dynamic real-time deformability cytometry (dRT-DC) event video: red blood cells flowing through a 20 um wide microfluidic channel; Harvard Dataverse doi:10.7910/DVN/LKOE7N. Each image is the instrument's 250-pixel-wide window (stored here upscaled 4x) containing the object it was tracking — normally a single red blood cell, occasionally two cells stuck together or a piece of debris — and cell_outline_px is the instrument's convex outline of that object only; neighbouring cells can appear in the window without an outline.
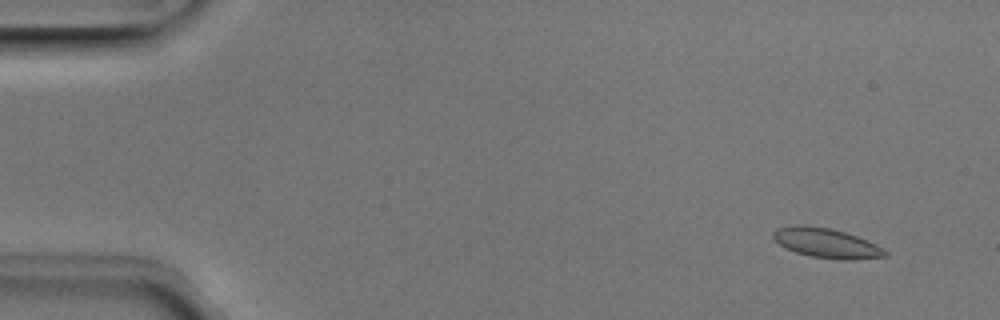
{"species": "Egyptian fruit bat (a non-hibernating species)", "species_latin": "Rousettus aegyptiacus", "temperature_condition": "room temperature", "stored_images_in_passage": 4, "camera_frame_rate_fps": 3000, "um_per_image_px": 0.085, "animal": {"sex": "male"}, "frame": {"image": 1, "passage_image": 1, "time_ms": 0.0, "image_size_px": [1000, 320], "cell_outline_px": [[888, 256], [852, 260], [840, 260], [808, 256], [796, 252], [780, 244], [772, 236], [772, 232], [776, 228], [796, 224], [808, 224], [832, 228], [856, 236], [876, 244], [884, 248], [888, 252]], "centroid_in_image_um": [70.25, 20.65], "position_along_channel_um": 14.8, "area_um2": 19.59}}
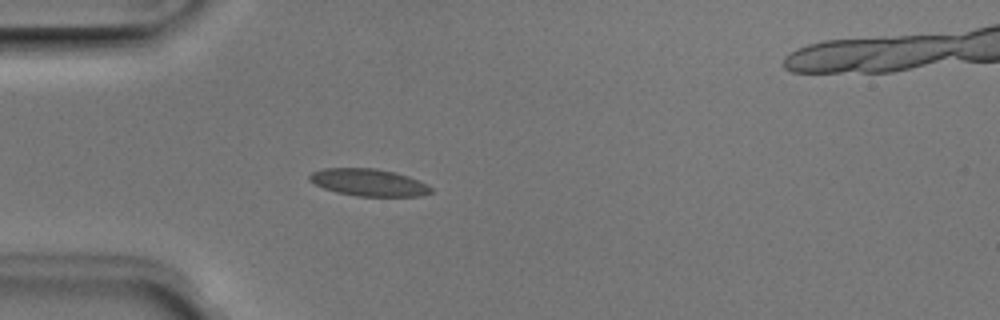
{"frame": {"image": 2, "passage_image": 4, "time_ms": 1.0, "image_size_px": [1000, 320], "cell_outline_px": [[432, 192], [420, 196], [356, 196], [336, 192], [324, 188], [308, 180], [308, 176], [312, 172], [324, 168], [376, 168], [396, 172], [408, 176], [428, 184], [432, 188]], "centroid_in_image_um": [31.34, 15.5], "position_along_channel_um": 53.7, "area_um2": 19.31}}